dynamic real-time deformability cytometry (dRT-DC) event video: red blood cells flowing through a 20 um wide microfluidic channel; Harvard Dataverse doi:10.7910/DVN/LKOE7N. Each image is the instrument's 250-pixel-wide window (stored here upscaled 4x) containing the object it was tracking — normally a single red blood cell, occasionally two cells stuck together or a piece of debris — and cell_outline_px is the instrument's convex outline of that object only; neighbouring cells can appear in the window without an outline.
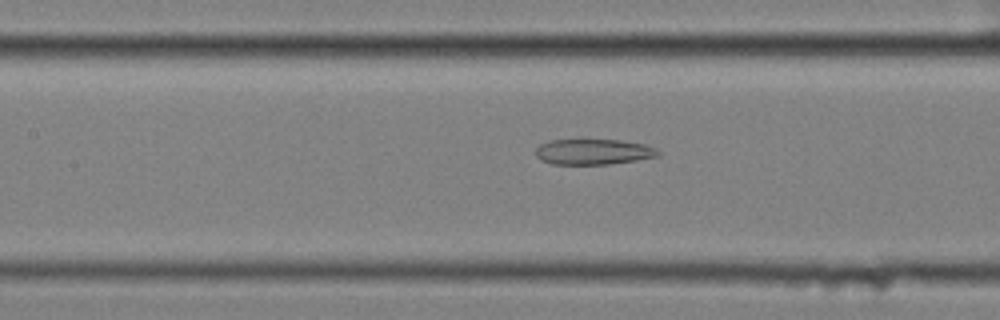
{"species": "common noctule bat (a hibernating species)", "species_latin": "Nyctalus noctula", "temperature_condition": "cold", "stored_images_in_passage": 39, "camera_frame_rate_fps": 3000, "um_per_image_px": 0.085, "animal": {"sex": "female", "body_mass_g": 25.1}, "frame": {"image": 1, "passage_image": 8, "time_ms": 2.333, "image_size_px": [1000, 320], "cell_outline_px": [[660, 156], [636, 160], [608, 164], [552, 164], [540, 160], [536, 156], [536, 148], [540, 144], [552, 140], [620, 140], [648, 144], [656, 148], [660, 152]], "centroid_in_image_um": [50.47, 12.9], "position_along_channel_um": 156.9, "area_um2": 18.32}}
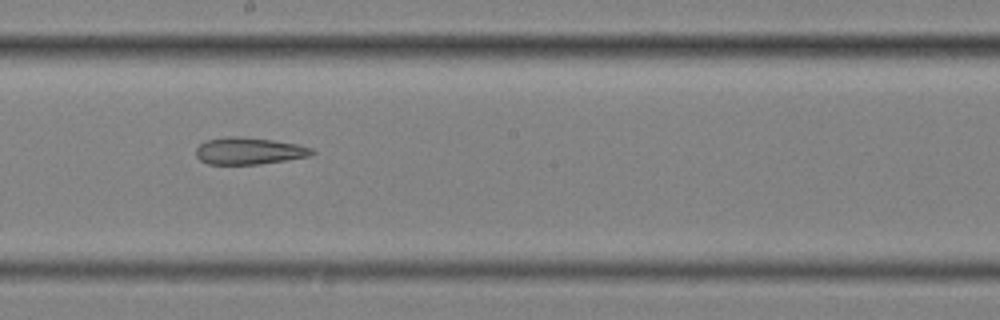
{"frame": {"image": 2, "passage_image": 14, "time_ms": 4.333, "image_size_px": [1000, 320], "cell_outline_px": [[316, 152], [312, 156], [288, 160], [260, 164], [208, 164], [200, 160], [196, 156], [196, 148], [200, 144], [208, 140], [228, 136], [240, 136], [272, 140], [296, 144], [312, 148]], "centroid_in_image_um": [21.19, 12.83], "position_along_channel_um": 227.0, "area_um2": 18.26}}
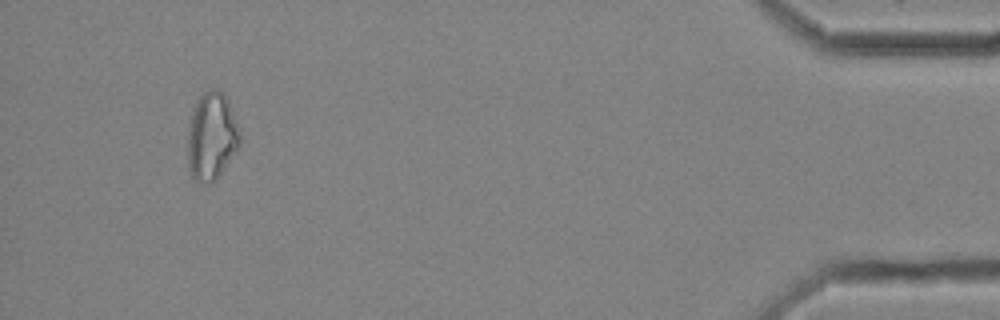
{"frame": {"image": 3, "passage_image": 36, "time_ms": 11.667, "image_size_px": [1000, 320], "cell_outline_px": [[240, 144], [220, 172], [208, 184], [200, 184], [192, 176], [188, 168], [188, 132], [196, 100], [204, 92], [212, 88], [216, 88], [228, 100], [240, 136]], "centroid_in_image_um": [17.96, 11.58], "position_along_channel_um": 417.2, "area_um2": 25.89}}